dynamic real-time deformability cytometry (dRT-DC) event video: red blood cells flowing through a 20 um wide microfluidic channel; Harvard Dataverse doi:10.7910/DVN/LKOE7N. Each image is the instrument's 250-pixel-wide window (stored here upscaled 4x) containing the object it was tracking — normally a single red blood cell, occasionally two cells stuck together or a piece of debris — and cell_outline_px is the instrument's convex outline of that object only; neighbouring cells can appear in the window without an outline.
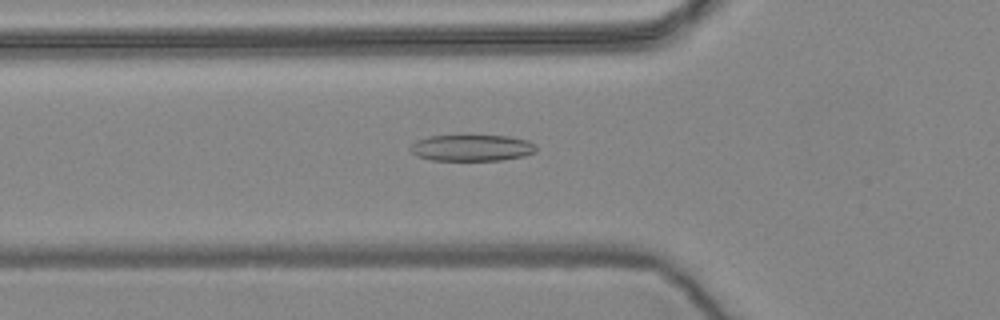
{"species": "common noctule bat (a hibernating species)", "species_latin": "Nyctalus noctula", "temperature_condition": "warm", "stored_images_in_passage": 39, "camera_frame_rate_fps": 3000, "um_per_image_px": 0.085, "animal": {"sex": "female", "body_mass_g": 24.6, "forearm_length_mm": 56.2}, "frame": {"image": 1, "passage_image": 2, "time_ms": 0.333, "image_size_px": [1000, 320], "cell_outline_px": [[536, 152], [524, 156], [500, 160], [432, 160], [416, 156], [408, 148], [416, 140], [428, 136], [464, 132], [508, 136], [528, 140], [536, 144]], "centroid_in_image_um": [40.08, 12.5], "position_along_channel_um": 85.7, "area_um2": 20.52}}
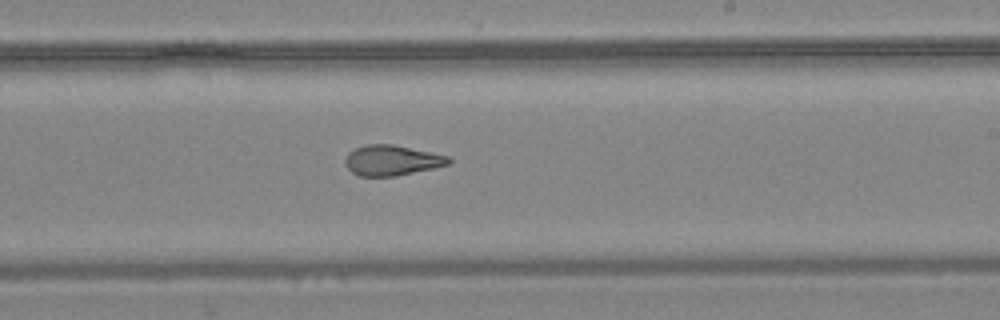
{"frame": {"image": 2, "passage_image": 16, "time_ms": 5.0, "image_size_px": [1000, 320], "cell_outline_px": [[452, 160], [448, 164], [432, 168], [396, 176], [360, 176], [352, 172], [344, 164], [344, 160], [348, 152], [364, 144], [392, 144], [448, 156]], "centroid_in_image_um": [33.25, 13.62], "position_along_channel_um": 255.7, "area_um2": 18.15}}
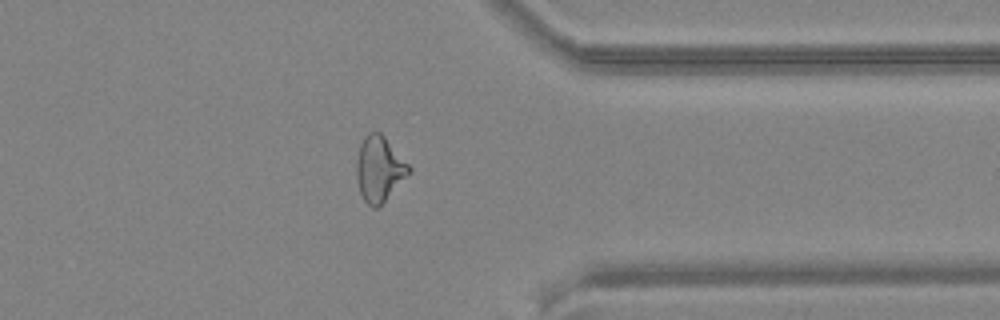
{"frame": {"image": 3, "passage_image": 27, "time_ms": 8.667, "image_size_px": [1000, 320], "cell_outline_px": [[412, 172], [376, 208], [372, 208], [364, 200], [360, 192], [356, 176], [356, 160], [360, 144], [364, 136], [368, 132], [380, 132], [384, 136], [412, 168]], "centroid_in_image_um": [32.23, 14.34], "position_along_channel_um": 379.2, "area_um2": 19.83}}